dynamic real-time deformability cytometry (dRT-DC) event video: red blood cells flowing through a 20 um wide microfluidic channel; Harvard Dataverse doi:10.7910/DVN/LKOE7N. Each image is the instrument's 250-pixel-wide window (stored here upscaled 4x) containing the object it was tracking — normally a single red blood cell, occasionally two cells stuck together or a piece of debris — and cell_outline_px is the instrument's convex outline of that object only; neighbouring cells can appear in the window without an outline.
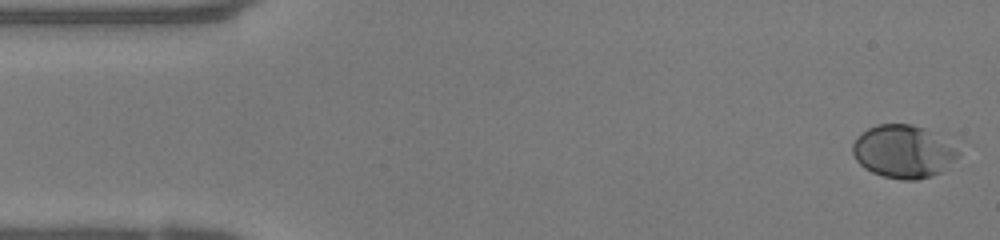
{"species": "human", "species_latin": "Homo sapiens", "temperature_condition": "warm", "stored_images_in_passage": 49, "camera_frame_rate_fps": 3000, "um_per_image_px": 0.085, "donor": {"sex": "female"}, "frame": {"image": 1, "passage_image": 1, "time_ms": 0.0, "image_size_px": [1000, 240], "cell_outline_px": [[960, 156], [940, 172], [932, 176], [916, 180], [904, 180], [884, 176], [872, 172], [864, 168], [856, 160], [852, 152], [852, 144], [860, 132], [876, 124], [912, 124], [924, 128], [932, 132], [960, 152]], "centroid_in_image_um": [76.73, 12.88], "position_along_channel_um": 8.3, "area_um2": 32.37}}
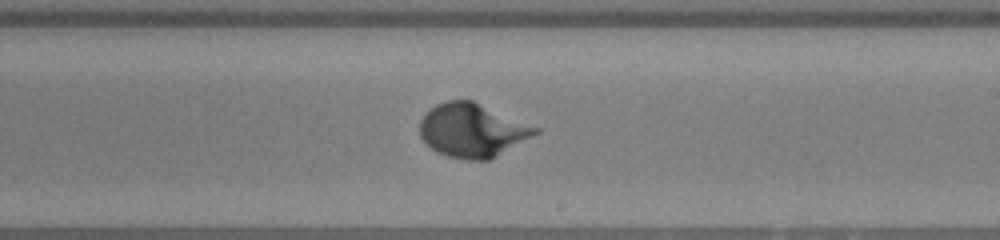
{"frame": {"image": 2, "passage_image": 28, "time_ms": 9.0, "image_size_px": [1000, 240], "cell_outline_px": [[540, 132], [488, 160], [468, 160], [448, 156], [436, 152], [420, 136], [420, 120], [436, 104], [448, 100], [472, 100], [540, 128]], "centroid_in_image_um": [40.15, 11.07], "position_along_channel_um": 248.9, "area_um2": 35.66}}
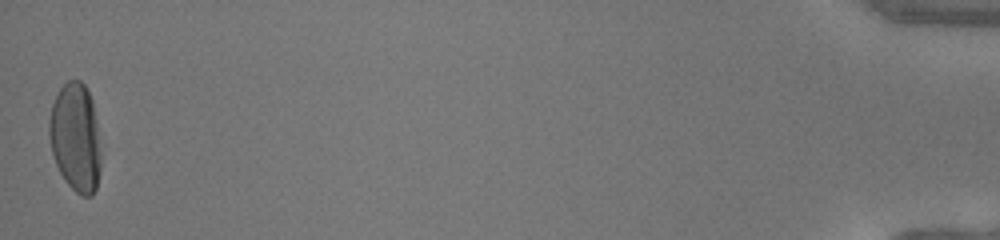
{"frame": {"image": 3, "passage_image": 49, "time_ms": 16.0, "image_size_px": [1000, 240], "cell_outline_px": [[100, 172], [96, 188], [92, 196], [80, 196], [64, 180], [56, 164], [52, 152], [48, 136], [48, 120], [52, 104], [60, 88], [68, 80], [80, 80], [84, 84], [92, 100], [96, 124], [100, 152]], "centroid_in_image_um": [6.4, 11.7], "position_along_channel_um": 428.8, "area_um2": 32.66}}